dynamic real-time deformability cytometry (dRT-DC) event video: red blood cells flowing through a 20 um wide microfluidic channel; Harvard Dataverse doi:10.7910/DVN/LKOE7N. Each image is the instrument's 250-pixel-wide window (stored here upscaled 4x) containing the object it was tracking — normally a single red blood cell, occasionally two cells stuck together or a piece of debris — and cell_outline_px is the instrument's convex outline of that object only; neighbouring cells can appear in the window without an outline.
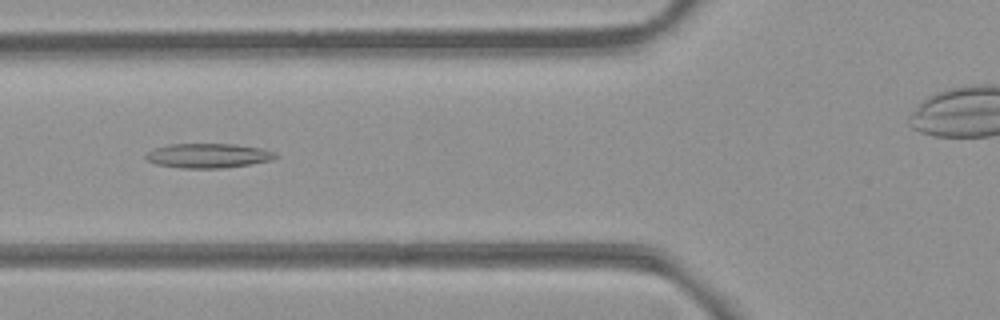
{"species": "common noctule bat (a hibernating species)", "species_latin": "Nyctalus noctula", "temperature_condition": "room temperature", "stored_images_in_passage": 35, "camera_frame_rate_fps": 3000, "um_per_image_px": 0.085, "animal": {"sex": "female", "body_mass_g": 21.9}, "frame": {"image": 1, "passage_image": 6, "time_ms": 1.667, "image_size_px": [1000, 320], "cell_outline_px": [[280, 156], [272, 160], [224, 168], [180, 168], [156, 164], [144, 160], [144, 156], [148, 152], [156, 148], [172, 144], [236, 144], [260, 148], [276, 152]], "centroid_in_image_um": [17.7, 13.23], "position_along_channel_um": 108.1, "area_um2": 18.55}}
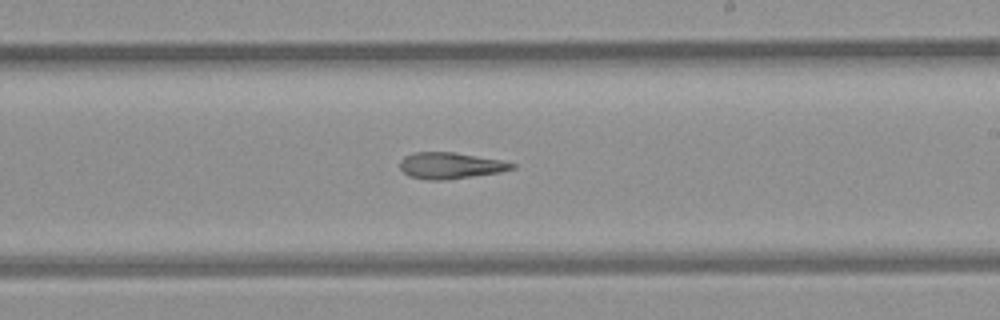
{"frame": {"image": 2, "passage_image": 17, "time_ms": 5.333, "image_size_px": [1000, 320], "cell_outline_px": [[516, 168], [500, 172], [448, 180], [428, 180], [408, 176], [400, 168], [400, 160], [404, 156], [416, 152], [456, 152], [500, 160], [516, 164]], "centroid_in_image_um": [38.28, 14.08], "position_along_channel_um": 250.7, "area_um2": 17.28}}
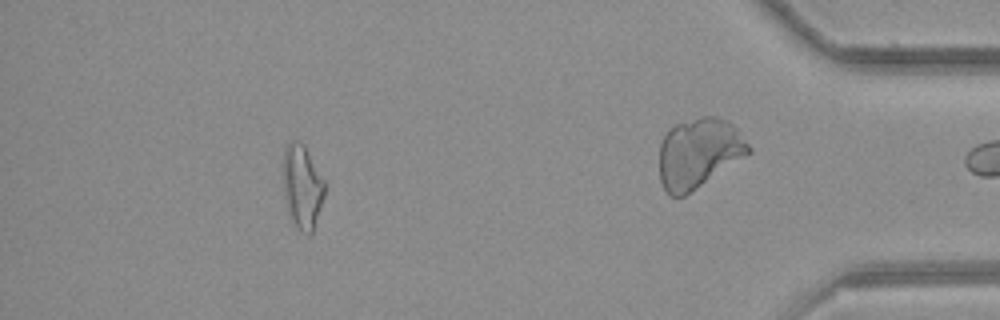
{"frame": {"image": 3, "passage_image": 34, "time_ms": 11.0, "image_size_px": [1000, 320], "cell_outline_px": [[324, 196], [312, 232], [308, 236], [300, 232], [296, 228], [288, 216], [284, 192], [284, 148], [288, 140], [300, 140], [304, 144], [324, 180]], "centroid_in_image_um": [25.67, 15.87], "position_along_channel_um": 409.5, "area_um2": 20.4}}